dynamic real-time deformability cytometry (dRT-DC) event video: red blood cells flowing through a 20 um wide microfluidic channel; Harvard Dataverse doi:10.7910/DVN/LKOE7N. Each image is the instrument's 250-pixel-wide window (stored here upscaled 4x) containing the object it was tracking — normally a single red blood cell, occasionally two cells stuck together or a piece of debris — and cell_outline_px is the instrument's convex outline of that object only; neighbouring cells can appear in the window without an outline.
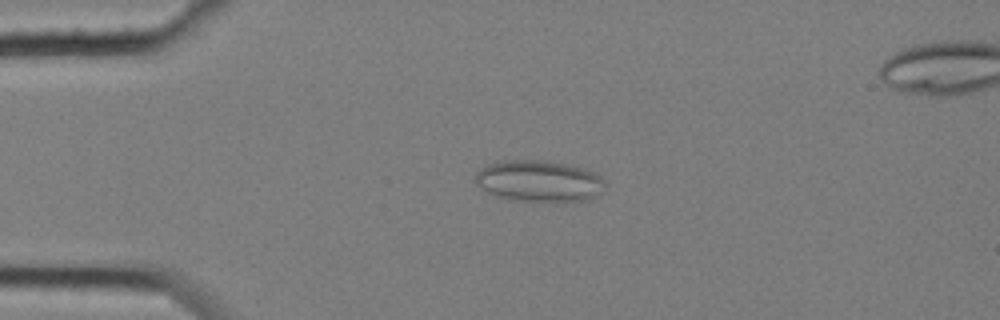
{"species": "common noctule bat (a hibernating species)", "species_latin": "Nyctalus noctula", "temperature_condition": "cold", "stored_images_in_passage": 4, "camera_frame_rate_fps": 3000, "um_per_image_px": 0.085, "animal": {"sex": "female", "body_mass_g": 25.1}, "frame": {"image": 1, "passage_image": 2, "time_ms": 0.333, "image_size_px": [1000, 320], "cell_outline_px": [[604, 192], [588, 200], [512, 200], [496, 196], [488, 192], [476, 184], [476, 172], [480, 168], [488, 164], [504, 160], [548, 160], [588, 168], [596, 172], [604, 180]], "centroid_in_image_um": [45.85, 15.36], "position_along_channel_um": 39.1, "area_um2": 31.39}}